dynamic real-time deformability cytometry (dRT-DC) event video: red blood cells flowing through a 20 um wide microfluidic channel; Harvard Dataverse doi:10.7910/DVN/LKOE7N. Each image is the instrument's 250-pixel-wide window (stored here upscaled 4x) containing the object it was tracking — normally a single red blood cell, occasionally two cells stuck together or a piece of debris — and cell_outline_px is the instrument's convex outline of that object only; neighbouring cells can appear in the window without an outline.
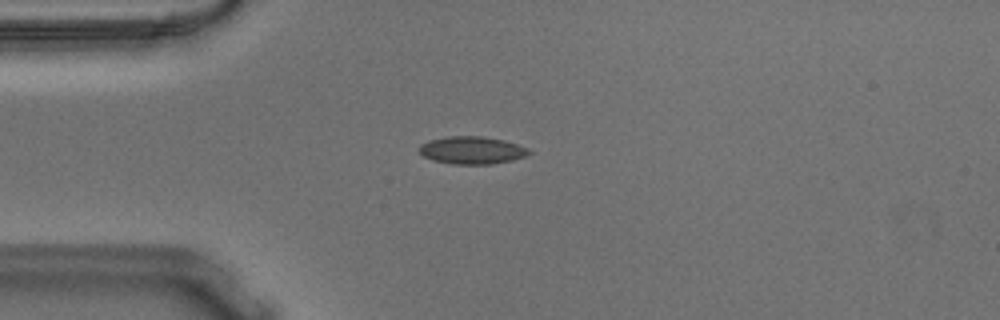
{"species": "Egyptian fruit bat (a non-hibernating species)", "species_latin": "Rousettus aegyptiacus", "temperature_condition": "warm", "stored_images_in_passage": 44, "camera_frame_rate_fps": 3000, "um_per_image_px": 0.085, "animal": {"sex": "male"}, "frame": {"image": 1, "passage_image": 3, "time_ms": 0.667, "image_size_px": [1000, 320], "cell_outline_px": [[532, 152], [524, 156], [512, 160], [492, 164], [452, 164], [432, 160], [424, 156], [420, 152], [420, 144], [428, 140], [448, 136], [480, 136], [504, 140], [528, 148]], "centroid_in_image_um": [40.1, 12.77], "position_along_channel_um": 44.9, "area_um2": 17.57}}
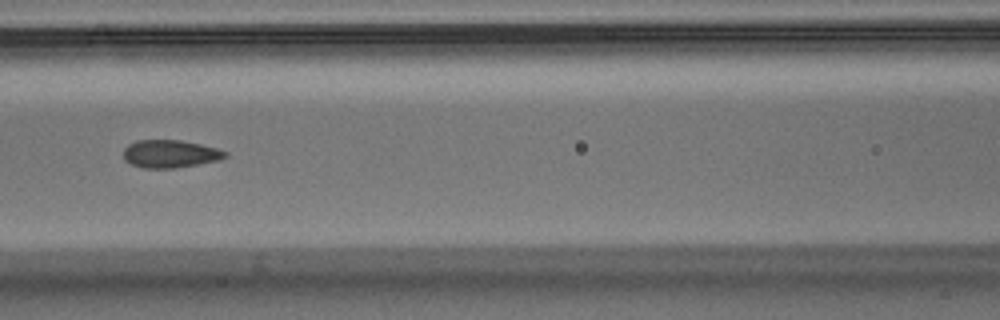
{"frame": {"image": 2, "passage_image": 13, "time_ms": 4.0, "image_size_px": [1000, 320], "cell_outline_px": [[228, 156], [220, 160], [172, 168], [144, 168], [132, 164], [124, 160], [124, 148], [128, 144], [136, 140], [180, 140], [200, 144], [216, 148], [228, 152]], "centroid_in_image_um": [14.46, 13.07], "position_along_channel_um": 152.1, "area_um2": 16.42}}
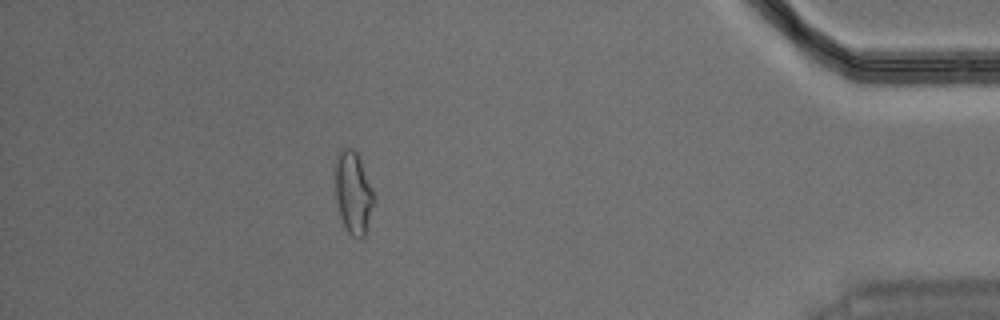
{"frame": {"image": 3, "passage_image": 38, "time_ms": 12.333, "image_size_px": [1000, 320], "cell_outline_px": [[372, 204], [364, 236], [360, 240], [352, 236], [348, 232], [340, 216], [336, 200], [332, 168], [340, 152], [344, 148], [352, 148], [356, 152], [360, 160], [372, 188]], "centroid_in_image_um": [29.95, 16.35], "position_along_channel_um": 405.2, "area_um2": 18.32}, "authors_computed_cell_mechanics": {"area_um2": 16.8776, "velocity_mm_per_s": 3.6344, "shape_relaxation_time_tau1_ms": 6.9581, "shape_relaxation_time_tau2_ms": 1.1749, "deformation_change_tau1": 0.1686, "deformation_change_tau2": 0.0737}}